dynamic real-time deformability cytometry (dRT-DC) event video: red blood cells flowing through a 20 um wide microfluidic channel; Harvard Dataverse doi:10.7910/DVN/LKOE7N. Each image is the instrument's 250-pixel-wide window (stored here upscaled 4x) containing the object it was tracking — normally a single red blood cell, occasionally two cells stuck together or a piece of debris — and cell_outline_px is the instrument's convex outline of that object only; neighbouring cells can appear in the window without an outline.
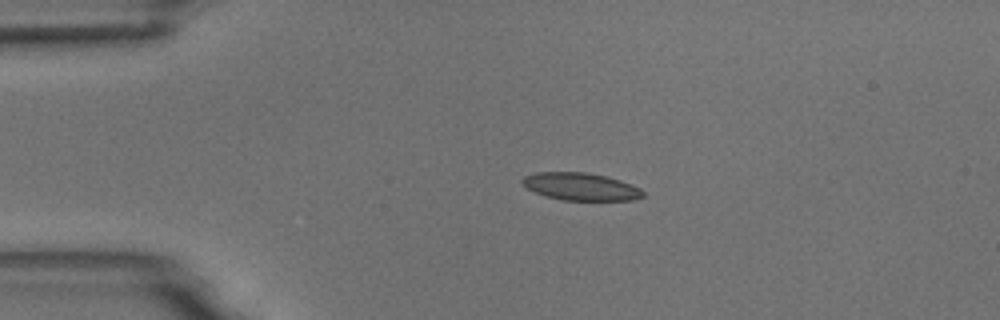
{"species": "common noctule bat (a hibernating species)", "species_latin": "Nyctalus noctula", "temperature_condition": "room temperature", "stored_images_in_passage": 4, "camera_frame_rate_fps": 3000, "um_per_image_px": 0.085, "animal": {"sex": "male", "body_mass_g": 18.8}, "frame": {"image": 1, "passage_image": 3, "time_ms": 3.0, "image_size_px": [1000, 320], "cell_outline_px": [[644, 196], [632, 200], [564, 200], [544, 196], [528, 188], [520, 180], [524, 176], [536, 172], [584, 172], [604, 176], [620, 180], [640, 188], [644, 192]], "centroid_in_image_um": [49.36, 15.86], "position_along_channel_um": 35.6, "area_um2": 19.19}}